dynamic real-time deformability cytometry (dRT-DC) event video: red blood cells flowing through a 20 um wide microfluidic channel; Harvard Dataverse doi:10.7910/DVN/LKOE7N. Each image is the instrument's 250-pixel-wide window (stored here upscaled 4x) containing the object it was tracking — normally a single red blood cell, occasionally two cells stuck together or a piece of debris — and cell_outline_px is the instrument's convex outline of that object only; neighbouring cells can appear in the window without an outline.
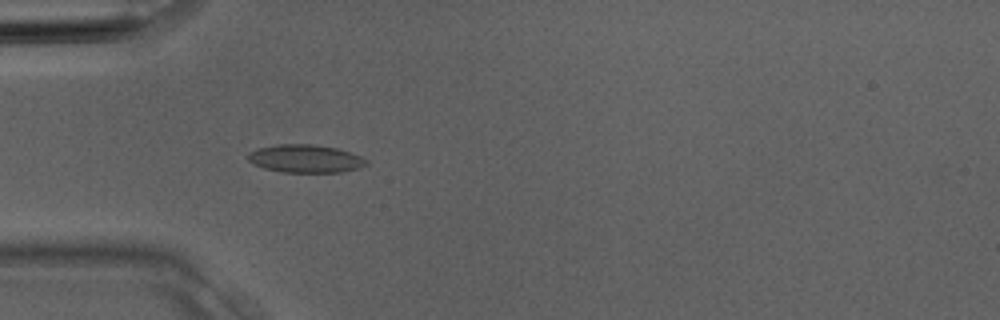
{"species": "Egyptian fruit bat (a non-hibernating species)", "species_latin": "Rousettus aegyptiacus", "temperature_condition": "room temperature", "stored_images_in_passage": 1, "camera_frame_rate_fps": 3000, "um_per_image_px": 0.085, "animal": {"sex": "male"}, "frame": {"image": 1, "passage_image": 1, "time_ms": 0.0, "image_size_px": [1000, 320], "cell_outline_px": [[368, 164], [360, 168], [340, 172], [284, 172], [264, 168], [252, 164], [248, 160], [248, 152], [256, 148], [280, 144], [312, 144], [336, 148], [360, 156], [368, 160]], "centroid_in_image_um": [25.94, 13.48], "position_along_channel_um": 59.1, "area_um2": 19.31}}